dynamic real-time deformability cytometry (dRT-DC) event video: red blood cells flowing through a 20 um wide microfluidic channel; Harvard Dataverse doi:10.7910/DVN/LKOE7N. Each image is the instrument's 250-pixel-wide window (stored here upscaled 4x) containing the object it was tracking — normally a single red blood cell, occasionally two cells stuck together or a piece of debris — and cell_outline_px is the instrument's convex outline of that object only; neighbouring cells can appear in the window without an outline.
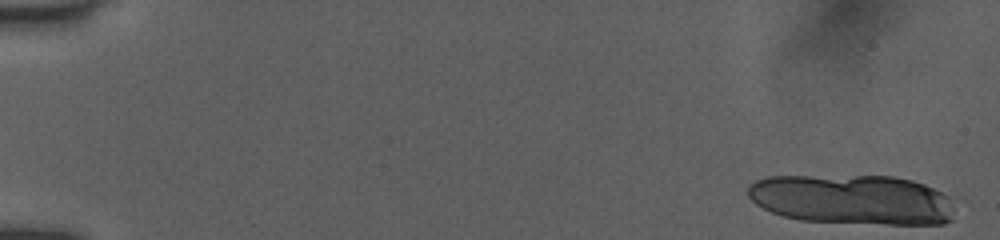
{"species": "human", "species_latin": "Homo sapiens", "temperature_condition": "room temperature", "stored_images_in_passage": 15, "camera_frame_rate_fps": 3000, "um_per_image_px": 0.085, "donor": {"sex": "female"}, "frame": {"image": 1, "passage_image": 1, "time_ms": 0.0, "image_size_px": [1000, 240], "cell_outline_px": [[952, 220], [944, 224], [888, 224], [800, 220], [784, 216], [772, 212], [756, 204], [748, 196], [748, 188], [756, 180], [768, 176], [892, 176], [912, 180], [924, 184], [948, 196], [952, 208]], "centroid_in_image_um": [72.44, 16.96], "position_along_channel_um": 12.6, "area_um2": 59.94}}
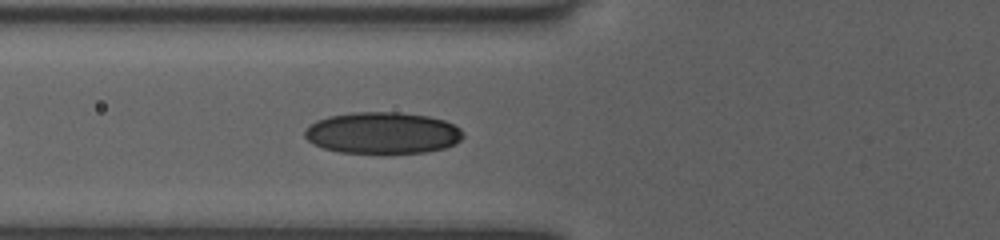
{"frame": {"image": 2, "passage_image": 13, "time_ms": 6.667, "image_size_px": [1000, 240], "cell_outline_px": [[464, 136], [456, 144], [444, 148], [428, 152], [340, 152], [324, 148], [312, 144], [304, 136], [304, 132], [316, 120], [328, 116], [352, 112], [400, 112], [428, 116], [444, 120], [460, 128], [464, 132]], "centroid_in_image_um": [32.54, 11.29], "position_along_channel_um": 93.3, "area_um2": 38.26}}
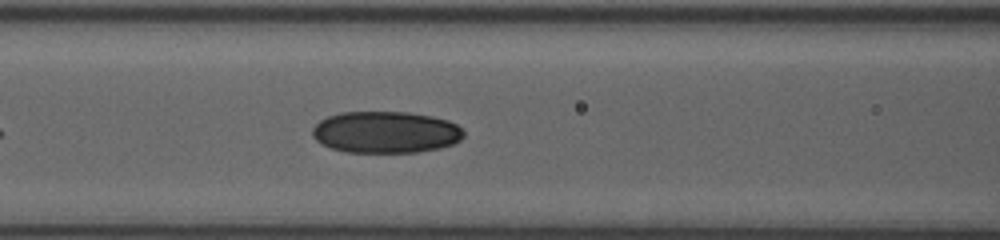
{"frame": {"image": 3, "passage_image": 15, "time_ms": 7.667, "image_size_px": [1000, 240], "cell_outline_px": [[464, 136], [460, 140], [452, 144], [440, 148], [416, 152], [348, 152], [332, 148], [316, 140], [312, 136], [312, 128], [320, 120], [328, 116], [340, 112], [408, 112], [432, 116], [448, 120], [456, 124], [464, 132]], "centroid_in_image_um": [32.79, 11.23], "position_along_channel_um": 133.8, "area_um2": 36.76}}